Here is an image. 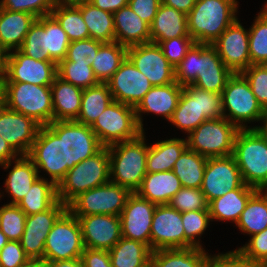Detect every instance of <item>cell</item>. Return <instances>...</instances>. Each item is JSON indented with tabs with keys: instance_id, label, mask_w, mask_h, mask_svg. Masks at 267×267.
<instances>
[{
	"instance_id": "obj_69",
	"label": "cell",
	"mask_w": 267,
	"mask_h": 267,
	"mask_svg": "<svg viewBox=\"0 0 267 267\" xmlns=\"http://www.w3.org/2000/svg\"><path fill=\"white\" fill-rule=\"evenodd\" d=\"M261 267H267V262H266V263H263V264H261Z\"/></svg>"
},
{
	"instance_id": "obj_49",
	"label": "cell",
	"mask_w": 267,
	"mask_h": 267,
	"mask_svg": "<svg viewBox=\"0 0 267 267\" xmlns=\"http://www.w3.org/2000/svg\"><path fill=\"white\" fill-rule=\"evenodd\" d=\"M168 205L179 212L209 210V203L200 188L182 187Z\"/></svg>"
},
{
	"instance_id": "obj_1",
	"label": "cell",
	"mask_w": 267,
	"mask_h": 267,
	"mask_svg": "<svg viewBox=\"0 0 267 267\" xmlns=\"http://www.w3.org/2000/svg\"><path fill=\"white\" fill-rule=\"evenodd\" d=\"M233 73L225 66L213 45L194 43L175 67V81L182 87L222 93Z\"/></svg>"
},
{
	"instance_id": "obj_60",
	"label": "cell",
	"mask_w": 267,
	"mask_h": 267,
	"mask_svg": "<svg viewBox=\"0 0 267 267\" xmlns=\"http://www.w3.org/2000/svg\"><path fill=\"white\" fill-rule=\"evenodd\" d=\"M95 7L101 10L114 13L128 5L129 0H88Z\"/></svg>"
},
{
	"instance_id": "obj_23",
	"label": "cell",
	"mask_w": 267,
	"mask_h": 267,
	"mask_svg": "<svg viewBox=\"0 0 267 267\" xmlns=\"http://www.w3.org/2000/svg\"><path fill=\"white\" fill-rule=\"evenodd\" d=\"M76 217L85 248L109 251L122 238L120 216L95 214Z\"/></svg>"
},
{
	"instance_id": "obj_8",
	"label": "cell",
	"mask_w": 267,
	"mask_h": 267,
	"mask_svg": "<svg viewBox=\"0 0 267 267\" xmlns=\"http://www.w3.org/2000/svg\"><path fill=\"white\" fill-rule=\"evenodd\" d=\"M238 131L239 128L224 117L208 119L188 134L187 147L206 158L230 156Z\"/></svg>"
},
{
	"instance_id": "obj_67",
	"label": "cell",
	"mask_w": 267,
	"mask_h": 267,
	"mask_svg": "<svg viewBox=\"0 0 267 267\" xmlns=\"http://www.w3.org/2000/svg\"><path fill=\"white\" fill-rule=\"evenodd\" d=\"M8 241L6 235L0 230V250L8 243Z\"/></svg>"
},
{
	"instance_id": "obj_16",
	"label": "cell",
	"mask_w": 267,
	"mask_h": 267,
	"mask_svg": "<svg viewBox=\"0 0 267 267\" xmlns=\"http://www.w3.org/2000/svg\"><path fill=\"white\" fill-rule=\"evenodd\" d=\"M67 210L58 200L50 209L27 215L20 244L32 262H42L46 238L57 219Z\"/></svg>"
},
{
	"instance_id": "obj_30",
	"label": "cell",
	"mask_w": 267,
	"mask_h": 267,
	"mask_svg": "<svg viewBox=\"0 0 267 267\" xmlns=\"http://www.w3.org/2000/svg\"><path fill=\"white\" fill-rule=\"evenodd\" d=\"M182 184L173 171L146 173L136 193L157 205L168 204Z\"/></svg>"
},
{
	"instance_id": "obj_64",
	"label": "cell",
	"mask_w": 267,
	"mask_h": 267,
	"mask_svg": "<svg viewBox=\"0 0 267 267\" xmlns=\"http://www.w3.org/2000/svg\"><path fill=\"white\" fill-rule=\"evenodd\" d=\"M84 0H53L55 5H73L78 4Z\"/></svg>"
},
{
	"instance_id": "obj_57",
	"label": "cell",
	"mask_w": 267,
	"mask_h": 267,
	"mask_svg": "<svg viewBox=\"0 0 267 267\" xmlns=\"http://www.w3.org/2000/svg\"><path fill=\"white\" fill-rule=\"evenodd\" d=\"M206 267H261V265L243 258L236 250H232L225 254L210 255Z\"/></svg>"
},
{
	"instance_id": "obj_65",
	"label": "cell",
	"mask_w": 267,
	"mask_h": 267,
	"mask_svg": "<svg viewBox=\"0 0 267 267\" xmlns=\"http://www.w3.org/2000/svg\"><path fill=\"white\" fill-rule=\"evenodd\" d=\"M262 124H263L262 126H254V127L249 126L248 128H259L267 137V110H265Z\"/></svg>"
},
{
	"instance_id": "obj_26",
	"label": "cell",
	"mask_w": 267,
	"mask_h": 267,
	"mask_svg": "<svg viewBox=\"0 0 267 267\" xmlns=\"http://www.w3.org/2000/svg\"><path fill=\"white\" fill-rule=\"evenodd\" d=\"M37 17L0 8V46L8 54L19 50Z\"/></svg>"
},
{
	"instance_id": "obj_29",
	"label": "cell",
	"mask_w": 267,
	"mask_h": 267,
	"mask_svg": "<svg viewBox=\"0 0 267 267\" xmlns=\"http://www.w3.org/2000/svg\"><path fill=\"white\" fill-rule=\"evenodd\" d=\"M50 87L53 121L76 120L81 110L83 89L63 81L58 76Z\"/></svg>"
},
{
	"instance_id": "obj_48",
	"label": "cell",
	"mask_w": 267,
	"mask_h": 267,
	"mask_svg": "<svg viewBox=\"0 0 267 267\" xmlns=\"http://www.w3.org/2000/svg\"><path fill=\"white\" fill-rule=\"evenodd\" d=\"M209 210H197L182 212V224L185 238L196 248H203L200 237L210 225ZM198 238V239H197Z\"/></svg>"
},
{
	"instance_id": "obj_55",
	"label": "cell",
	"mask_w": 267,
	"mask_h": 267,
	"mask_svg": "<svg viewBox=\"0 0 267 267\" xmlns=\"http://www.w3.org/2000/svg\"><path fill=\"white\" fill-rule=\"evenodd\" d=\"M32 261L25 254L20 241L9 240L0 250V267H26Z\"/></svg>"
},
{
	"instance_id": "obj_56",
	"label": "cell",
	"mask_w": 267,
	"mask_h": 267,
	"mask_svg": "<svg viewBox=\"0 0 267 267\" xmlns=\"http://www.w3.org/2000/svg\"><path fill=\"white\" fill-rule=\"evenodd\" d=\"M103 43L92 38L72 41L67 49L66 60H85L91 63L94 52H98Z\"/></svg>"
},
{
	"instance_id": "obj_50",
	"label": "cell",
	"mask_w": 267,
	"mask_h": 267,
	"mask_svg": "<svg viewBox=\"0 0 267 267\" xmlns=\"http://www.w3.org/2000/svg\"><path fill=\"white\" fill-rule=\"evenodd\" d=\"M53 0H1L0 8L14 12H26L39 18L51 15Z\"/></svg>"
},
{
	"instance_id": "obj_12",
	"label": "cell",
	"mask_w": 267,
	"mask_h": 267,
	"mask_svg": "<svg viewBox=\"0 0 267 267\" xmlns=\"http://www.w3.org/2000/svg\"><path fill=\"white\" fill-rule=\"evenodd\" d=\"M84 248L80 222L67 209L54 223L46 238L43 261L81 258Z\"/></svg>"
},
{
	"instance_id": "obj_44",
	"label": "cell",
	"mask_w": 267,
	"mask_h": 267,
	"mask_svg": "<svg viewBox=\"0 0 267 267\" xmlns=\"http://www.w3.org/2000/svg\"><path fill=\"white\" fill-rule=\"evenodd\" d=\"M37 21L46 30V42L47 49L49 50L50 62H54L58 65L65 59L71 41L52 15L39 17Z\"/></svg>"
},
{
	"instance_id": "obj_18",
	"label": "cell",
	"mask_w": 267,
	"mask_h": 267,
	"mask_svg": "<svg viewBox=\"0 0 267 267\" xmlns=\"http://www.w3.org/2000/svg\"><path fill=\"white\" fill-rule=\"evenodd\" d=\"M243 183L240 170L232 155L208 158L200 189L210 203L238 189Z\"/></svg>"
},
{
	"instance_id": "obj_39",
	"label": "cell",
	"mask_w": 267,
	"mask_h": 267,
	"mask_svg": "<svg viewBox=\"0 0 267 267\" xmlns=\"http://www.w3.org/2000/svg\"><path fill=\"white\" fill-rule=\"evenodd\" d=\"M236 226L251 236L267 228V190H257L249 198Z\"/></svg>"
},
{
	"instance_id": "obj_5",
	"label": "cell",
	"mask_w": 267,
	"mask_h": 267,
	"mask_svg": "<svg viewBox=\"0 0 267 267\" xmlns=\"http://www.w3.org/2000/svg\"><path fill=\"white\" fill-rule=\"evenodd\" d=\"M0 102L11 110L33 118L41 126L53 122L50 86L23 82H1Z\"/></svg>"
},
{
	"instance_id": "obj_47",
	"label": "cell",
	"mask_w": 267,
	"mask_h": 267,
	"mask_svg": "<svg viewBox=\"0 0 267 267\" xmlns=\"http://www.w3.org/2000/svg\"><path fill=\"white\" fill-rule=\"evenodd\" d=\"M19 50L35 60L50 61L46 42V30L37 20L30 27Z\"/></svg>"
},
{
	"instance_id": "obj_9",
	"label": "cell",
	"mask_w": 267,
	"mask_h": 267,
	"mask_svg": "<svg viewBox=\"0 0 267 267\" xmlns=\"http://www.w3.org/2000/svg\"><path fill=\"white\" fill-rule=\"evenodd\" d=\"M90 127L104 147L135 139L143 133L135 108L117 101L111 102Z\"/></svg>"
},
{
	"instance_id": "obj_68",
	"label": "cell",
	"mask_w": 267,
	"mask_h": 267,
	"mask_svg": "<svg viewBox=\"0 0 267 267\" xmlns=\"http://www.w3.org/2000/svg\"><path fill=\"white\" fill-rule=\"evenodd\" d=\"M26 267H42L40 262H32Z\"/></svg>"
},
{
	"instance_id": "obj_35",
	"label": "cell",
	"mask_w": 267,
	"mask_h": 267,
	"mask_svg": "<svg viewBox=\"0 0 267 267\" xmlns=\"http://www.w3.org/2000/svg\"><path fill=\"white\" fill-rule=\"evenodd\" d=\"M108 252L112 267H149L152 250L144 243L122 237Z\"/></svg>"
},
{
	"instance_id": "obj_52",
	"label": "cell",
	"mask_w": 267,
	"mask_h": 267,
	"mask_svg": "<svg viewBox=\"0 0 267 267\" xmlns=\"http://www.w3.org/2000/svg\"><path fill=\"white\" fill-rule=\"evenodd\" d=\"M250 240L242 247L235 249L243 258L257 264L267 262V228L250 236Z\"/></svg>"
},
{
	"instance_id": "obj_40",
	"label": "cell",
	"mask_w": 267,
	"mask_h": 267,
	"mask_svg": "<svg viewBox=\"0 0 267 267\" xmlns=\"http://www.w3.org/2000/svg\"><path fill=\"white\" fill-rule=\"evenodd\" d=\"M107 83L83 89L81 110L75 121L91 126L97 117L113 102Z\"/></svg>"
},
{
	"instance_id": "obj_27",
	"label": "cell",
	"mask_w": 267,
	"mask_h": 267,
	"mask_svg": "<svg viewBox=\"0 0 267 267\" xmlns=\"http://www.w3.org/2000/svg\"><path fill=\"white\" fill-rule=\"evenodd\" d=\"M115 42L131 47L150 42V26L127 5L113 13Z\"/></svg>"
},
{
	"instance_id": "obj_21",
	"label": "cell",
	"mask_w": 267,
	"mask_h": 267,
	"mask_svg": "<svg viewBox=\"0 0 267 267\" xmlns=\"http://www.w3.org/2000/svg\"><path fill=\"white\" fill-rule=\"evenodd\" d=\"M156 206L132 192L120 214L122 237L144 243L150 248L151 223Z\"/></svg>"
},
{
	"instance_id": "obj_54",
	"label": "cell",
	"mask_w": 267,
	"mask_h": 267,
	"mask_svg": "<svg viewBox=\"0 0 267 267\" xmlns=\"http://www.w3.org/2000/svg\"><path fill=\"white\" fill-rule=\"evenodd\" d=\"M195 43L191 37H176L163 40L159 45L168 62L176 67Z\"/></svg>"
},
{
	"instance_id": "obj_3",
	"label": "cell",
	"mask_w": 267,
	"mask_h": 267,
	"mask_svg": "<svg viewBox=\"0 0 267 267\" xmlns=\"http://www.w3.org/2000/svg\"><path fill=\"white\" fill-rule=\"evenodd\" d=\"M232 156L244 184L267 190V137L259 128L239 129Z\"/></svg>"
},
{
	"instance_id": "obj_31",
	"label": "cell",
	"mask_w": 267,
	"mask_h": 267,
	"mask_svg": "<svg viewBox=\"0 0 267 267\" xmlns=\"http://www.w3.org/2000/svg\"><path fill=\"white\" fill-rule=\"evenodd\" d=\"M256 191V188L243 183L238 189L212 200L209 203L211 221H231L236 225L249 198Z\"/></svg>"
},
{
	"instance_id": "obj_13",
	"label": "cell",
	"mask_w": 267,
	"mask_h": 267,
	"mask_svg": "<svg viewBox=\"0 0 267 267\" xmlns=\"http://www.w3.org/2000/svg\"><path fill=\"white\" fill-rule=\"evenodd\" d=\"M38 173H48L56 186L64 179L67 165H64L63 137H58L47 125L41 126L27 155ZM40 169V171H39Z\"/></svg>"
},
{
	"instance_id": "obj_14",
	"label": "cell",
	"mask_w": 267,
	"mask_h": 267,
	"mask_svg": "<svg viewBox=\"0 0 267 267\" xmlns=\"http://www.w3.org/2000/svg\"><path fill=\"white\" fill-rule=\"evenodd\" d=\"M57 77V64L35 60L20 50L6 55L1 82H23L39 86H51Z\"/></svg>"
},
{
	"instance_id": "obj_46",
	"label": "cell",
	"mask_w": 267,
	"mask_h": 267,
	"mask_svg": "<svg viewBox=\"0 0 267 267\" xmlns=\"http://www.w3.org/2000/svg\"><path fill=\"white\" fill-rule=\"evenodd\" d=\"M2 194L0 193V200ZM26 214L16 204L0 207V230L8 240L20 241L25 227Z\"/></svg>"
},
{
	"instance_id": "obj_33",
	"label": "cell",
	"mask_w": 267,
	"mask_h": 267,
	"mask_svg": "<svg viewBox=\"0 0 267 267\" xmlns=\"http://www.w3.org/2000/svg\"><path fill=\"white\" fill-rule=\"evenodd\" d=\"M186 139L170 138L148 145L146 172L172 171L174 163L187 149Z\"/></svg>"
},
{
	"instance_id": "obj_62",
	"label": "cell",
	"mask_w": 267,
	"mask_h": 267,
	"mask_svg": "<svg viewBox=\"0 0 267 267\" xmlns=\"http://www.w3.org/2000/svg\"><path fill=\"white\" fill-rule=\"evenodd\" d=\"M197 0H162V4L184 12L186 15L195 6Z\"/></svg>"
},
{
	"instance_id": "obj_66",
	"label": "cell",
	"mask_w": 267,
	"mask_h": 267,
	"mask_svg": "<svg viewBox=\"0 0 267 267\" xmlns=\"http://www.w3.org/2000/svg\"><path fill=\"white\" fill-rule=\"evenodd\" d=\"M6 55L7 53L0 46V74L2 73L5 66Z\"/></svg>"
},
{
	"instance_id": "obj_53",
	"label": "cell",
	"mask_w": 267,
	"mask_h": 267,
	"mask_svg": "<svg viewBox=\"0 0 267 267\" xmlns=\"http://www.w3.org/2000/svg\"><path fill=\"white\" fill-rule=\"evenodd\" d=\"M197 107L199 114H203L207 120L223 117L222 93L197 88Z\"/></svg>"
},
{
	"instance_id": "obj_58",
	"label": "cell",
	"mask_w": 267,
	"mask_h": 267,
	"mask_svg": "<svg viewBox=\"0 0 267 267\" xmlns=\"http://www.w3.org/2000/svg\"><path fill=\"white\" fill-rule=\"evenodd\" d=\"M162 4V0H129L128 6L149 26Z\"/></svg>"
},
{
	"instance_id": "obj_32",
	"label": "cell",
	"mask_w": 267,
	"mask_h": 267,
	"mask_svg": "<svg viewBox=\"0 0 267 267\" xmlns=\"http://www.w3.org/2000/svg\"><path fill=\"white\" fill-rule=\"evenodd\" d=\"M209 258L204 248L154 250L149 267H206Z\"/></svg>"
},
{
	"instance_id": "obj_7",
	"label": "cell",
	"mask_w": 267,
	"mask_h": 267,
	"mask_svg": "<svg viewBox=\"0 0 267 267\" xmlns=\"http://www.w3.org/2000/svg\"><path fill=\"white\" fill-rule=\"evenodd\" d=\"M222 110L223 117L239 129H246L247 122H263L265 113L242 73H233L227 80L222 91Z\"/></svg>"
},
{
	"instance_id": "obj_51",
	"label": "cell",
	"mask_w": 267,
	"mask_h": 267,
	"mask_svg": "<svg viewBox=\"0 0 267 267\" xmlns=\"http://www.w3.org/2000/svg\"><path fill=\"white\" fill-rule=\"evenodd\" d=\"M253 94L264 110H267V67L264 64L250 65L242 72Z\"/></svg>"
},
{
	"instance_id": "obj_25",
	"label": "cell",
	"mask_w": 267,
	"mask_h": 267,
	"mask_svg": "<svg viewBox=\"0 0 267 267\" xmlns=\"http://www.w3.org/2000/svg\"><path fill=\"white\" fill-rule=\"evenodd\" d=\"M13 162V163H12ZM11 164H14L9 171L4 183L5 191L11 198L8 204H18L19 201L27 194L32 184L39 178L37 168L32 160L27 155H19L17 158L7 162L1 167L10 169Z\"/></svg>"
},
{
	"instance_id": "obj_15",
	"label": "cell",
	"mask_w": 267,
	"mask_h": 267,
	"mask_svg": "<svg viewBox=\"0 0 267 267\" xmlns=\"http://www.w3.org/2000/svg\"><path fill=\"white\" fill-rule=\"evenodd\" d=\"M194 247L186 238L182 213L168 204L157 205L152 217L150 249H182Z\"/></svg>"
},
{
	"instance_id": "obj_45",
	"label": "cell",
	"mask_w": 267,
	"mask_h": 267,
	"mask_svg": "<svg viewBox=\"0 0 267 267\" xmlns=\"http://www.w3.org/2000/svg\"><path fill=\"white\" fill-rule=\"evenodd\" d=\"M249 28V56L251 65L267 62V10L263 7Z\"/></svg>"
},
{
	"instance_id": "obj_34",
	"label": "cell",
	"mask_w": 267,
	"mask_h": 267,
	"mask_svg": "<svg viewBox=\"0 0 267 267\" xmlns=\"http://www.w3.org/2000/svg\"><path fill=\"white\" fill-rule=\"evenodd\" d=\"M80 10L88 27L89 38L102 43L115 41V27L113 13L95 7L88 0L75 4Z\"/></svg>"
},
{
	"instance_id": "obj_38",
	"label": "cell",
	"mask_w": 267,
	"mask_h": 267,
	"mask_svg": "<svg viewBox=\"0 0 267 267\" xmlns=\"http://www.w3.org/2000/svg\"><path fill=\"white\" fill-rule=\"evenodd\" d=\"M57 201V186L48 178L39 177L17 206L26 215H33L50 209Z\"/></svg>"
},
{
	"instance_id": "obj_37",
	"label": "cell",
	"mask_w": 267,
	"mask_h": 267,
	"mask_svg": "<svg viewBox=\"0 0 267 267\" xmlns=\"http://www.w3.org/2000/svg\"><path fill=\"white\" fill-rule=\"evenodd\" d=\"M206 120L204 115L198 112L197 87L193 85L184 86L178 106L169 122L188 135Z\"/></svg>"
},
{
	"instance_id": "obj_4",
	"label": "cell",
	"mask_w": 267,
	"mask_h": 267,
	"mask_svg": "<svg viewBox=\"0 0 267 267\" xmlns=\"http://www.w3.org/2000/svg\"><path fill=\"white\" fill-rule=\"evenodd\" d=\"M144 133L135 139L108 146L110 181L131 192H136L147 173L148 145Z\"/></svg>"
},
{
	"instance_id": "obj_19",
	"label": "cell",
	"mask_w": 267,
	"mask_h": 267,
	"mask_svg": "<svg viewBox=\"0 0 267 267\" xmlns=\"http://www.w3.org/2000/svg\"><path fill=\"white\" fill-rule=\"evenodd\" d=\"M106 83L114 101L134 108L153 87L147 77L135 67L128 57Z\"/></svg>"
},
{
	"instance_id": "obj_63",
	"label": "cell",
	"mask_w": 267,
	"mask_h": 267,
	"mask_svg": "<svg viewBox=\"0 0 267 267\" xmlns=\"http://www.w3.org/2000/svg\"><path fill=\"white\" fill-rule=\"evenodd\" d=\"M42 267H84L81 258L57 261H42Z\"/></svg>"
},
{
	"instance_id": "obj_22",
	"label": "cell",
	"mask_w": 267,
	"mask_h": 267,
	"mask_svg": "<svg viewBox=\"0 0 267 267\" xmlns=\"http://www.w3.org/2000/svg\"><path fill=\"white\" fill-rule=\"evenodd\" d=\"M212 45L232 73H242L251 65L249 29H245L238 19Z\"/></svg>"
},
{
	"instance_id": "obj_28",
	"label": "cell",
	"mask_w": 267,
	"mask_h": 267,
	"mask_svg": "<svg viewBox=\"0 0 267 267\" xmlns=\"http://www.w3.org/2000/svg\"><path fill=\"white\" fill-rule=\"evenodd\" d=\"M176 37H191L188 33L187 15L161 4L150 24V42L160 44L163 40Z\"/></svg>"
},
{
	"instance_id": "obj_71",
	"label": "cell",
	"mask_w": 267,
	"mask_h": 267,
	"mask_svg": "<svg viewBox=\"0 0 267 267\" xmlns=\"http://www.w3.org/2000/svg\"><path fill=\"white\" fill-rule=\"evenodd\" d=\"M264 5H265L264 8L267 10V2Z\"/></svg>"
},
{
	"instance_id": "obj_36",
	"label": "cell",
	"mask_w": 267,
	"mask_h": 267,
	"mask_svg": "<svg viewBox=\"0 0 267 267\" xmlns=\"http://www.w3.org/2000/svg\"><path fill=\"white\" fill-rule=\"evenodd\" d=\"M127 57V47L118 42L103 43L91 58V67L97 80L106 83Z\"/></svg>"
},
{
	"instance_id": "obj_24",
	"label": "cell",
	"mask_w": 267,
	"mask_h": 267,
	"mask_svg": "<svg viewBox=\"0 0 267 267\" xmlns=\"http://www.w3.org/2000/svg\"><path fill=\"white\" fill-rule=\"evenodd\" d=\"M183 87L177 82L153 86L135 108L137 122L144 132L142 113H153L170 121L178 106Z\"/></svg>"
},
{
	"instance_id": "obj_43",
	"label": "cell",
	"mask_w": 267,
	"mask_h": 267,
	"mask_svg": "<svg viewBox=\"0 0 267 267\" xmlns=\"http://www.w3.org/2000/svg\"><path fill=\"white\" fill-rule=\"evenodd\" d=\"M57 76L63 81L82 89L96 86L100 83L94 75L91 63L85 60L63 59L57 65Z\"/></svg>"
},
{
	"instance_id": "obj_42",
	"label": "cell",
	"mask_w": 267,
	"mask_h": 267,
	"mask_svg": "<svg viewBox=\"0 0 267 267\" xmlns=\"http://www.w3.org/2000/svg\"><path fill=\"white\" fill-rule=\"evenodd\" d=\"M51 15L61 25L71 42L89 38L88 27L83 20L81 10L75 4L55 5Z\"/></svg>"
},
{
	"instance_id": "obj_10",
	"label": "cell",
	"mask_w": 267,
	"mask_h": 267,
	"mask_svg": "<svg viewBox=\"0 0 267 267\" xmlns=\"http://www.w3.org/2000/svg\"><path fill=\"white\" fill-rule=\"evenodd\" d=\"M131 193L128 188L110 181L80 193L67 205V209L74 216L95 214L120 216Z\"/></svg>"
},
{
	"instance_id": "obj_20",
	"label": "cell",
	"mask_w": 267,
	"mask_h": 267,
	"mask_svg": "<svg viewBox=\"0 0 267 267\" xmlns=\"http://www.w3.org/2000/svg\"><path fill=\"white\" fill-rule=\"evenodd\" d=\"M41 125L0 102V134L18 155H28Z\"/></svg>"
},
{
	"instance_id": "obj_70",
	"label": "cell",
	"mask_w": 267,
	"mask_h": 267,
	"mask_svg": "<svg viewBox=\"0 0 267 267\" xmlns=\"http://www.w3.org/2000/svg\"><path fill=\"white\" fill-rule=\"evenodd\" d=\"M0 94H1V74H0Z\"/></svg>"
},
{
	"instance_id": "obj_11",
	"label": "cell",
	"mask_w": 267,
	"mask_h": 267,
	"mask_svg": "<svg viewBox=\"0 0 267 267\" xmlns=\"http://www.w3.org/2000/svg\"><path fill=\"white\" fill-rule=\"evenodd\" d=\"M47 126L58 137H63L64 165H67V171L104 147L90 126L75 120L53 121Z\"/></svg>"
},
{
	"instance_id": "obj_6",
	"label": "cell",
	"mask_w": 267,
	"mask_h": 267,
	"mask_svg": "<svg viewBox=\"0 0 267 267\" xmlns=\"http://www.w3.org/2000/svg\"><path fill=\"white\" fill-rule=\"evenodd\" d=\"M110 182V161L108 147L87 158L72 169L57 186V197L68 205L80 193Z\"/></svg>"
},
{
	"instance_id": "obj_61",
	"label": "cell",
	"mask_w": 267,
	"mask_h": 267,
	"mask_svg": "<svg viewBox=\"0 0 267 267\" xmlns=\"http://www.w3.org/2000/svg\"><path fill=\"white\" fill-rule=\"evenodd\" d=\"M19 155L11 148L6 140L0 134V166L17 158Z\"/></svg>"
},
{
	"instance_id": "obj_2",
	"label": "cell",
	"mask_w": 267,
	"mask_h": 267,
	"mask_svg": "<svg viewBox=\"0 0 267 267\" xmlns=\"http://www.w3.org/2000/svg\"><path fill=\"white\" fill-rule=\"evenodd\" d=\"M237 0H197L187 14L188 33L195 43L212 45L237 20Z\"/></svg>"
},
{
	"instance_id": "obj_17",
	"label": "cell",
	"mask_w": 267,
	"mask_h": 267,
	"mask_svg": "<svg viewBox=\"0 0 267 267\" xmlns=\"http://www.w3.org/2000/svg\"><path fill=\"white\" fill-rule=\"evenodd\" d=\"M127 57L153 86L176 82L175 67L168 62L159 44L148 42L128 47Z\"/></svg>"
},
{
	"instance_id": "obj_41",
	"label": "cell",
	"mask_w": 267,
	"mask_h": 267,
	"mask_svg": "<svg viewBox=\"0 0 267 267\" xmlns=\"http://www.w3.org/2000/svg\"><path fill=\"white\" fill-rule=\"evenodd\" d=\"M208 158L186 149L174 163L173 172L185 188H201Z\"/></svg>"
},
{
	"instance_id": "obj_59",
	"label": "cell",
	"mask_w": 267,
	"mask_h": 267,
	"mask_svg": "<svg viewBox=\"0 0 267 267\" xmlns=\"http://www.w3.org/2000/svg\"><path fill=\"white\" fill-rule=\"evenodd\" d=\"M81 260L84 267H112L109 252L106 250L84 248Z\"/></svg>"
}]
</instances>
